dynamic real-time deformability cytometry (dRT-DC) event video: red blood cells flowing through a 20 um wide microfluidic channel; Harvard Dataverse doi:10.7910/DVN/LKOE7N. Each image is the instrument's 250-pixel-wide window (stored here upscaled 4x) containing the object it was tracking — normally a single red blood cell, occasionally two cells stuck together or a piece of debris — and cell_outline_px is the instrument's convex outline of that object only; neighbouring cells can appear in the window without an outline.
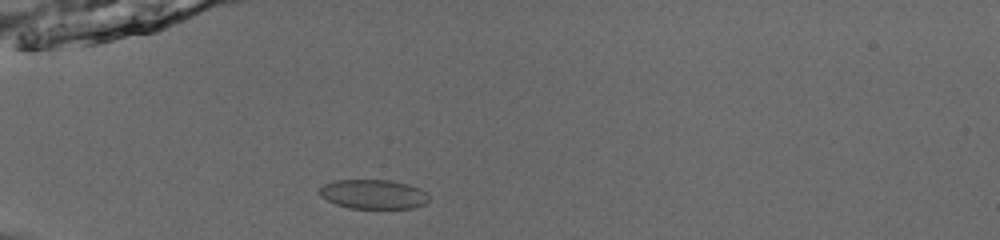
{"species": "common noctule bat (a hibernating species)", "species_latin": "Nyctalus noctula", "temperature_condition": "room temperature", "stored_images_in_passage": 54, "camera_frame_rate_fps": 3000, "um_per_image_px": 0.085, "animal": {"sex": "male", "body_mass_g": 13.0, "forearm_length_mm": 53.1}, "frame": {"image": 1, "passage_image": 18, "time_ms": 5.667, "image_size_px": [1000, 240], "cell_outline_px": [[428, 200], [424, 204], [412, 208], [348, 208], [336, 204], [320, 196], [316, 192], [324, 184], [336, 180], [388, 180], [408, 184], [420, 188], [428, 196]], "centroid_in_image_um": [31.7, 16.51], "position_along_channel_um": 53.3, "area_um2": 18.67}}
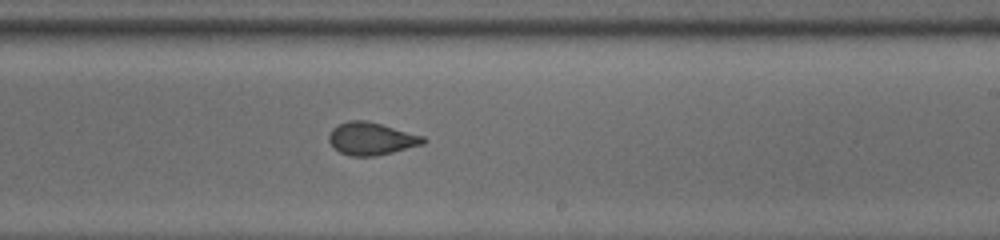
{"frame": {"image": 2, "passage_image": 35, "time_ms": 11.333, "image_size_px": [1000, 240], "cell_outline_px": [[428, 140], [424, 144], [376, 156], [352, 156], [340, 152], [332, 148], [328, 140], [328, 136], [332, 128], [348, 120], [364, 120], [380, 124], [424, 136]], "centroid_in_image_um": [31.54, 11.79], "position_along_channel_um": 257.5, "area_um2": 17.92}}
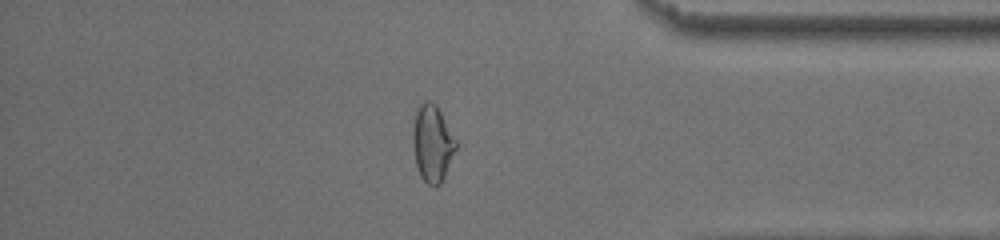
{"frame": {"image": 3, "passage_image": 47, "time_ms": 15.333, "image_size_px": [1000, 240], "cell_outline_px": [[456, 148], [444, 176], [440, 184], [436, 188], [428, 184], [420, 176], [416, 164], [412, 144], [412, 132], [416, 112], [420, 104], [424, 100], [432, 100], [436, 104], [456, 140]], "centroid_in_image_um": [36.73, 12.18], "position_along_channel_um": 398.5, "area_um2": 19.19}, "authors_computed_cell_mechanics": {"area_um2": 19.1896, "velocity_mm_per_s": 3.8927, "shape_relaxation_time_tau1_ms": 7.9585, "shape_relaxation_time_tau2_ms": null, "deformation_change_tau1": 0.17, "deformation_change_tau2": null}}